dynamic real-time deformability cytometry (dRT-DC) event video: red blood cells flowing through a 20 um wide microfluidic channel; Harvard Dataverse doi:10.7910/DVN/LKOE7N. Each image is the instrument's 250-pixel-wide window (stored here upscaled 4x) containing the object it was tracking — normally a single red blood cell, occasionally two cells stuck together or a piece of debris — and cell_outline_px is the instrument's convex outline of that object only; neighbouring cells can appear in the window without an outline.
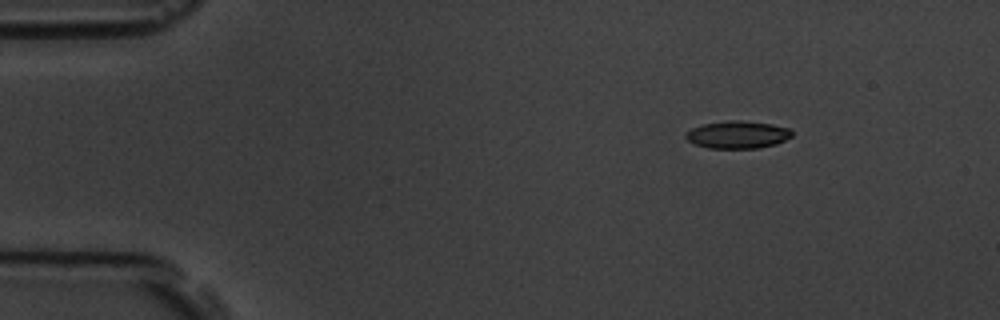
{"species": "common noctule bat (a hibernating species)", "species_latin": "Nyctalus noctula", "temperature_condition": "room temperature", "stored_images_in_passage": 3, "camera_frame_rate_fps": 3000, "um_per_image_px": 0.085, "animal": {"sex": "male", "body_mass_g": 19.5, "forearm_length_mm": 54.6}, "frame": {"image": 1, "passage_image": 1, "time_ms": 0.0, "image_size_px": [1000, 320], "cell_outline_px": [[792, 136], [776, 144], [760, 148], [708, 148], [696, 144], [688, 140], [684, 136], [684, 132], [692, 128], [704, 124], [728, 120], [740, 120], [772, 124], [792, 128]], "centroid_in_image_um": [62.71, 11.44], "position_along_channel_um": 22.3, "area_um2": 17.11}}